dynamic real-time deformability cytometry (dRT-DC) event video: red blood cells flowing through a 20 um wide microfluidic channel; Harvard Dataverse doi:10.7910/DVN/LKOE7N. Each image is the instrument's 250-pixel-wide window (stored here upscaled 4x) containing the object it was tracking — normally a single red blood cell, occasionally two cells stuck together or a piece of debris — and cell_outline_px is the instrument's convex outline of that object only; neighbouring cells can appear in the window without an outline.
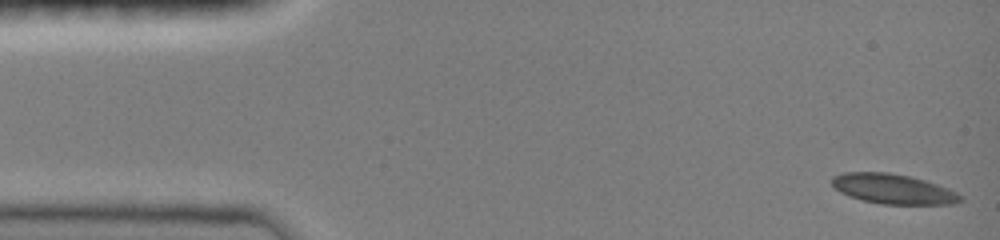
{"species": "common noctule bat (a hibernating species)", "species_latin": "Nyctalus noctula", "temperature_condition": "room temperature", "stored_images_in_passage": 67, "camera_frame_rate_fps": 3000, "um_per_image_px": 0.085, "animal": {"sex": "female", "body_mass_g": 19.0, "forearm_length_mm": 51.5}, "frame": {"image": 1, "passage_image": 1, "time_ms": 0.0, "image_size_px": [1000, 240], "cell_outline_px": [[964, 200], [956, 204], [880, 204], [848, 196], [840, 192], [832, 184], [832, 176], [844, 172], [888, 172], [908, 176], [924, 180], [948, 188], [964, 196]], "centroid_in_image_um": [75.94, 16.06], "position_along_channel_um": 9.1, "area_um2": 22.43}}
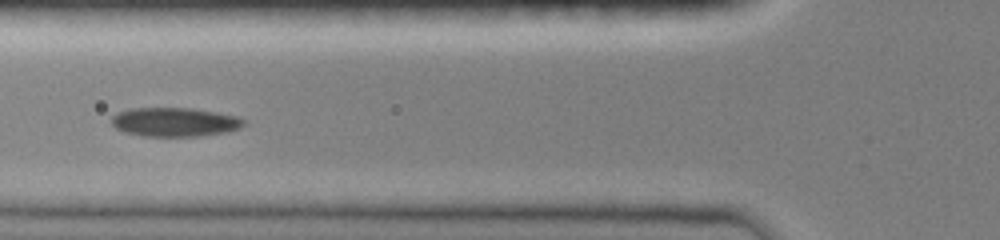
{"frame": {"image": 2, "passage_image": 49, "time_ms": 5.333, "image_size_px": [1000, 240], "cell_outline_px": [[248, 124], [240, 128], [228, 132], [196, 136], [144, 136], [124, 132], [116, 128], [112, 124], [112, 116], [116, 112], [132, 108], [192, 108], [240, 116]], "centroid_in_image_um": [14.89, 10.37], "position_along_channel_um": 110.9, "area_um2": 22.54}}
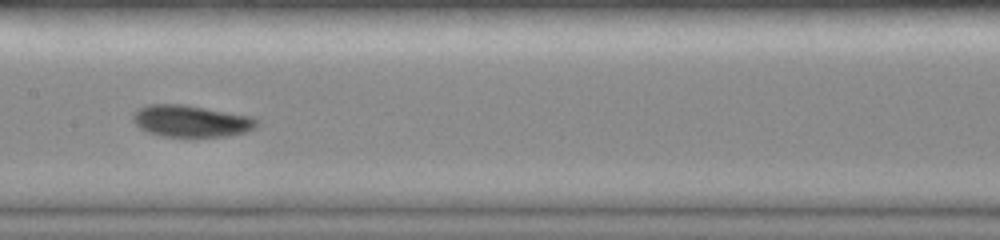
{"frame": {"image": 3, "passage_image": 66, "time_ms": 7.333, "image_size_px": [1000, 240], "cell_outline_px": [[260, 124], [256, 128], [244, 132], [228, 136], [160, 136], [148, 132], [140, 128], [132, 120], [132, 116], [136, 108], [148, 104], [184, 104], [256, 116], [260, 120]], "centroid_in_image_um": [16.29, 10.27], "position_along_channel_um": 191.1, "area_um2": 23.41}}